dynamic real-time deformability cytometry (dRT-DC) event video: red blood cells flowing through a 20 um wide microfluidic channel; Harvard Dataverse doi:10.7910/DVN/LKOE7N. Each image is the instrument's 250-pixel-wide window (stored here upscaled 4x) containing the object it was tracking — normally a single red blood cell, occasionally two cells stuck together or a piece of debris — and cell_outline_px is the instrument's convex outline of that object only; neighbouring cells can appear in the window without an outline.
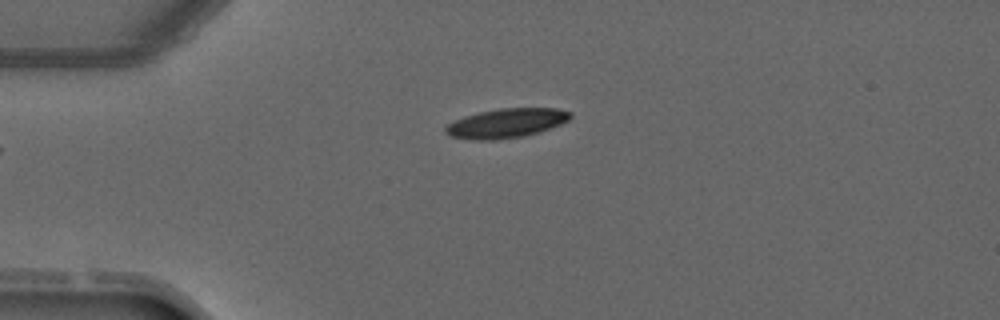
{"species": "common noctule bat (a hibernating species)", "species_latin": "Nyctalus noctula", "temperature_condition": "warm", "stored_images_in_passage": 2, "camera_frame_rate_fps": 3000, "um_per_image_px": 0.085, "animal": {"sex": "male", "forearm_length_mm": 52.5}, "frame": {"image": 1, "passage_image": 2, "time_ms": 2.0, "image_size_px": [1000, 320], "cell_outline_px": [[572, 116], [568, 120], [560, 124], [524, 136], [496, 140], [472, 140], [448, 136], [444, 132], [444, 128], [448, 124], [464, 116], [480, 112], [500, 108], [556, 108], [572, 112]], "centroid_in_image_um": [43.0, 10.47], "position_along_channel_um": 42.0, "area_um2": 21.27}}